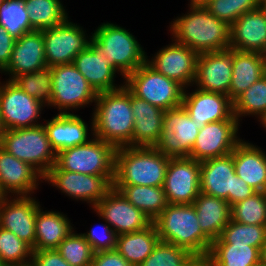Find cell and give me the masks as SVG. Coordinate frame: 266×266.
I'll return each instance as SVG.
<instances>
[{
  "label": "cell",
  "mask_w": 266,
  "mask_h": 266,
  "mask_svg": "<svg viewBox=\"0 0 266 266\" xmlns=\"http://www.w3.org/2000/svg\"><path fill=\"white\" fill-rule=\"evenodd\" d=\"M190 12L171 23L174 41L198 54L229 49L230 26L202 5H189Z\"/></svg>",
  "instance_id": "1"
},
{
  "label": "cell",
  "mask_w": 266,
  "mask_h": 266,
  "mask_svg": "<svg viewBox=\"0 0 266 266\" xmlns=\"http://www.w3.org/2000/svg\"><path fill=\"white\" fill-rule=\"evenodd\" d=\"M95 105L92 135L116 148L128 146L134 127L131 92L124 85L117 90L98 93Z\"/></svg>",
  "instance_id": "2"
},
{
  "label": "cell",
  "mask_w": 266,
  "mask_h": 266,
  "mask_svg": "<svg viewBox=\"0 0 266 266\" xmlns=\"http://www.w3.org/2000/svg\"><path fill=\"white\" fill-rule=\"evenodd\" d=\"M169 160L155 147H119L115 153L113 185L163 186Z\"/></svg>",
  "instance_id": "3"
},
{
  "label": "cell",
  "mask_w": 266,
  "mask_h": 266,
  "mask_svg": "<svg viewBox=\"0 0 266 266\" xmlns=\"http://www.w3.org/2000/svg\"><path fill=\"white\" fill-rule=\"evenodd\" d=\"M160 241L174 244L191 253L209 252L212 241L200 229L192 204H169L152 222Z\"/></svg>",
  "instance_id": "4"
},
{
  "label": "cell",
  "mask_w": 266,
  "mask_h": 266,
  "mask_svg": "<svg viewBox=\"0 0 266 266\" xmlns=\"http://www.w3.org/2000/svg\"><path fill=\"white\" fill-rule=\"evenodd\" d=\"M110 64L125 78L147 61L141 44L134 35L113 23L101 24L91 36Z\"/></svg>",
  "instance_id": "5"
},
{
  "label": "cell",
  "mask_w": 266,
  "mask_h": 266,
  "mask_svg": "<svg viewBox=\"0 0 266 266\" xmlns=\"http://www.w3.org/2000/svg\"><path fill=\"white\" fill-rule=\"evenodd\" d=\"M0 147L15 158L30 164L43 177L56 163V152L51 147L43 124L4 130Z\"/></svg>",
  "instance_id": "6"
},
{
  "label": "cell",
  "mask_w": 266,
  "mask_h": 266,
  "mask_svg": "<svg viewBox=\"0 0 266 266\" xmlns=\"http://www.w3.org/2000/svg\"><path fill=\"white\" fill-rule=\"evenodd\" d=\"M88 143L77 145L56 154L50 170H66L94 176H114L116 147L92 136Z\"/></svg>",
  "instance_id": "7"
},
{
  "label": "cell",
  "mask_w": 266,
  "mask_h": 266,
  "mask_svg": "<svg viewBox=\"0 0 266 266\" xmlns=\"http://www.w3.org/2000/svg\"><path fill=\"white\" fill-rule=\"evenodd\" d=\"M125 87L136 97L166 111L182 106L185 88L157 72L147 62L127 75Z\"/></svg>",
  "instance_id": "8"
},
{
  "label": "cell",
  "mask_w": 266,
  "mask_h": 266,
  "mask_svg": "<svg viewBox=\"0 0 266 266\" xmlns=\"http://www.w3.org/2000/svg\"><path fill=\"white\" fill-rule=\"evenodd\" d=\"M50 68L52 70L50 106L57 107L59 113H70L67 110H75L87 104L95 103L97 93L73 63Z\"/></svg>",
  "instance_id": "9"
},
{
  "label": "cell",
  "mask_w": 266,
  "mask_h": 266,
  "mask_svg": "<svg viewBox=\"0 0 266 266\" xmlns=\"http://www.w3.org/2000/svg\"><path fill=\"white\" fill-rule=\"evenodd\" d=\"M42 107L32 96L25 93L14 81L0 82V122L4 130L23 129L41 125Z\"/></svg>",
  "instance_id": "10"
},
{
  "label": "cell",
  "mask_w": 266,
  "mask_h": 266,
  "mask_svg": "<svg viewBox=\"0 0 266 266\" xmlns=\"http://www.w3.org/2000/svg\"><path fill=\"white\" fill-rule=\"evenodd\" d=\"M197 125L183 106L166 110L162 135L155 148L170 158L189 157L199 134Z\"/></svg>",
  "instance_id": "11"
},
{
  "label": "cell",
  "mask_w": 266,
  "mask_h": 266,
  "mask_svg": "<svg viewBox=\"0 0 266 266\" xmlns=\"http://www.w3.org/2000/svg\"><path fill=\"white\" fill-rule=\"evenodd\" d=\"M66 20L60 25L43 30L45 57L48 67L72 64L76 55L86 50L92 38L79 25Z\"/></svg>",
  "instance_id": "12"
},
{
  "label": "cell",
  "mask_w": 266,
  "mask_h": 266,
  "mask_svg": "<svg viewBox=\"0 0 266 266\" xmlns=\"http://www.w3.org/2000/svg\"><path fill=\"white\" fill-rule=\"evenodd\" d=\"M43 180L65 195L94 207L113 188L114 176H94L66 170H49Z\"/></svg>",
  "instance_id": "13"
},
{
  "label": "cell",
  "mask_w": 266,
  "mask_h": 266,
  "mask_svg": "<svg viewBox=\"0 0 266 266\" xmlns=\"http://www.w3.org/2000/svg\"><path fill=\"white\" fill-rule=\"evenodd\" d=\"M163 189L169 204H193L200 193V161L170 158Z\"/></svg>",
  "instance_id": "14"
},
{
  "label": "cell",
  "mask_w": 266,
  "mask_h": 266,
  "mask_svg": "<svg viewBox=\"0 0 266 266\" xmlns=\"http://www.w3.org/2000/svg\"><path fill=\"white\" fill-rule=\"evenodd\" d=\"M93 208L100 218L113 227L117 235L141 231L152 224L140 209L134 207L115 188H112Z\"/></svg>",
  "instance_id": "15"
},
{
  "label": "cell",
  "mask_w": 266,
  "mask_h": 266,
  "mask_svg": "<svg viewBox=\"0 0 266 266\" xmlns=\"http://www.w3.org/2000/svg\"><path fill=\"white\" fill-rule=\"evenodd\" d=\"M239 124L238 120H222L204 125L189 157L201 162L230 154L242 140L237 136Z\"/></svg>",
  "instance_id": "16"
},
{
  "label": "cell",
  "mask_w": 266,
  "mask_h": 266,
  "mask_svg": "<svg viewBox=\"0 0 266 266\" xmlns=\"http://www.w3.org/2000/svg\"><path fill=\"white\" fill-rule=\"evenodd\" d=\"M198 55L193 49L174 41L146 62L157 72L187 89L195 81Z\"/></svg>",
  "instance_id": "17"
},
{
  "label": "cell",
  "mask_w": 266,
  "mask_h": 266,
  "mask_svg": "<svg viewBox=\"0 0 266 266\" xmlns=\"http://www.w3.org/2000/svg\"><path fill=\"white\" fill-rule=\"evenodd\" d=\"M39 202L29 196L0 200V227L13 232L31 247L35 245V220Z\"/></svg>",
  "instance_id": "18"
},
{
  "label": "cell",
  "mask_w": 266,
  "mask_h": 266,
  "mask_svg": "<svg viewBox=\"0 0 266 266\" xmlns=\"http://www.w3.org/2000/svg\"><path fill=\"white\" fill-rule=\"evenodd\" d=\"M233 49L198 55L194 85L208 92L229 96L232 81Z\"/></svg>",
  "instance_id": "19"
},
{
  "label": "cell",
  "mask_w": 266,
  "mask_h": 266,
  "mask_svg": "<svg viewBox=\"0 0 266 266\" xmlns=\"http://www.w3.org/2000/svg\"><path fill=\"white\" fill-rule=\"evenodd\" d=\"M182 106L201 129L211 122L238 120L233 114V101L229 96L196 89L194 92L184 90Z\"/></svg>",
  "instance_id": "20"
},
{
  "label": "cell",
  "mask_w": 266,
  "mask_h": 266,
  "mask_svg": "<svg viewBox=\"0 0 266 266\" xmlns=\"http://www.w3.org/2000/svg\"><path fill=\"white\" fill-rule=\"evenodd\" d=\"M235 169L232 152L200 162V192L234 205Z\"/></svg>",
  "instance_id": "21"
},
{
  "label": "cell",
  "mask_w": 266,
  "mask_h": 266,
  "mask_svg": "<svg viewBox=\"0 0 266 266\" xmlns=\"http://www.w3.org/2000/svg\"><path fill=\"white\" fill-rule=\"evenodd\" d=\"M43 30L24 33L16 39L9 64L3 73L11 74L8 80L47 68Z\"/></svg>",
  "instance_id": "22"
},
{
  "label": "cell",
  "mask_w": 266,
  "mask_h": 266,
  "mask_svg": "<svg viewBox=\"0 0 266 266\" xmlns=\"http://www.w3.org/2000/svg\"><path fill=\"white\" fill-rule=\"evenodd\" d=\"M73 65L97 94L117 90L124 86V83L119 86L114 83L115 73H118V70L110 64L104 52L92 41L86 50L76 55Z\"/></svg>",
  "instance_id": "23"
},
{
  "label": "cell",
  "mask_w": 266,
  "mask_h": 266,
  "mask_svg": "<svg viewBox=\"0 0 266 266\" xmlns=\"http://www.w3.org/2000/svg\"><path fill=\"white\" fill-rule=\"evenodd\" d=\"M38 179L41 181L43 176L35 168L0 147V186L7 196H31Z\"/></svg>",
  "instance_id": "24"
},
{
  "label": "cell",
  "mask_w": 266,
  "mask_h": 266,
  "mask_svg": "<svg viewBox=\"0 0 266 266\" xmlns=\"http://www.w3.org/2000/svg\"><path fill=\"white\" fill-rule=\"evenodd\" d=\"M229 47L266 55V17L260 8L243 14L230 26Z\"/></svg>",
  "instance_id": "25"
},
{
  "label": "cell",
  "mask_w": 266,
  "mask_h": 266,
  "mask_svg": "<svg viewBox=\"0 0 266 266\" xmlns=\"http://www.w3.org/2000/svg\"><path fill=\"white\" fill-rule=\"evenodd\" d=\"M131 109L134 116V127L132 142L128 146L155 147L162 135L165 111L132 93Z\"/></svg>",
  "instance_id": "26"
},
{
  "label": "cell",
  "mask_w": 266,
  "mask_h": 266,
  "mask_svg": "<svg viewBox=\"0 0 266 266\" xmlns=\"http://www.w3.org/2000/svg\"><path fill=\"white\" fill-rule=\"evenodd\" d=\"M234 169L256 192L266 193V154L260 147L241 140L232 151Z\"/></svg>",
  "instance_id": "27"
},
{
  "label": "cell",
  "mask_w": 266,
  "mask_h": 266,
  "mask_svg": "<svg viewBox=\"0 0 266 266\" xmlns=\"http://www.w3.org/2000/svg\"><path fill=\"white\" fill-rule=\"evenodd\" d=\"M52 149L56 152L88 143V125L79 115L59 113L43 124ZM89 138V139H88Z\"/></svg>",
  "instance_id": "28"
},
{
  "label": "cell",
  "mask_w": 266,
  "mask_h": 266,
  "mask_svg": "<svg viewBox=\"0 0 266 266\" xmlns=\"http://www.w3.org/2000/svg\"><path fill=\"white\" fill-rule=\"evenodd\" d=\"M265 74L266 55L233 49L232 81L229 88V98L234 101Z\"/></svg>",
  "instance_id": "29"
},
{
  "label": "cell",
  "mask_w": 266,
  "mask_h": 266,
  "mask_svg": "<svg viewBox=\"0 0 266 266\" xmlns=\"http://www.w3.org/2000/svg\"><path fill=\"white\" fill-rule=\"evenodd\" d=\"M199 218L200 229L211 240L219 238L231 219V206L222 198L200 192L192 204Z\"/></svg>",
  "instance_id": "30"
},
{
  "label": "cell",
  "mask_w": 266,
  "mask_h": 266,
  "mask_svg": "<svg viewBox=\"0 0 266 266\" xmlns=\"http://www.w3.org/2000/svg\"><path fill=\"white\" fill-rule=\"evenodd\" d=\"M68 217L56 211L37 209L35 220V245L33 251L53 250L74 230Z\"/></svg>",
  "instance_id": "31"
},
{
  "label": "cell",
  "mask_w": 266,
  "mask_h": 266,
  "mask_svg": "<svg viewBox=\"0 0 266 266\" xmlns=\"http://www.w3.org/2000/svg\"><path fill=\"white\" fill-rule=\"evenodd\" d=\"M160 237L152 223L144 230L117 235L116 250L132 266H139L154 250Z\"/></svg>",
  "instance_id": "32"
},
{
  "label": "cell",
  "mask_w": 266,
  "mask_h": 266,
  "mask_svg": "<svg viewBox=\"0 0 266 266\" xmlns=\"http://www.w3.org/2000/svg\"><path fill=\"white\" fill-rule=\"evenodd\" d=\"M113 188L152 222L169 205L163 186L113 185Z\"/></svg>",
  "instance_id": "33"
},
{
  "label": "cell",
  "mask_w": 266,
  "mask_h": 266,
  "mask_svg": "<svg viewBox=\"0 0 266 266\" xmlns=\"http://www.w3.org/2000/svg\"><path fill=\"white\" fill-rule=\"evenodd\" d=\"M212 266H256L260 250L246 244H212L209 250Z\"/></svg>",
  "instance_id": "34"
},
{
  "label": "cell",
  "mask_w": 266,
  "mask_h": 266,
  "mask_svg": "<svg viewBox=\"0 0 266 266\" xmlns=\"http://www.w3.org/2000/svg\"><path fill=\"white\" fill-rule=\"evenodd\" d=\"M29 13L30 25L34 30L52 28L69 17L60 0H24Z\"/></svg>",
  "instance_id": "35"
},
{
  "label": "cell",
  "mask_w": 266,
  "mask_h": 266,
  "mask_svg": "<svg viewBox=\"0 0 266 266\" xmlns=\"http://www.w3.org/2000/svg\"><path fill=\"white\" fill-rule=\"evenodd\" d=\"M266 240V226L248 225L230 219L218 239L212 244H246L261 250Z\"/></svg>",
  "instance_id": "36"
},
{
  "label": "cell",
  "mask_w": 266,
  "mask_h": 266,
  "mask_svg": "<svg viewBox=\"0 0 266 266\" xmlns=\"http://www.w3.org/2000/svg\"><path fill=\"white\" fill-rule=\"evenodd\" d=\"M266 113V74L241 93L233 101V114L240 117L254 115L260 118Z\"/></svg>",
  "instance_id": "37"
},
{
  "label": "cell",
  "mask_w": 266,
  "mask_h": 266,
  "mask_svg": "<svg viewBox=\"0 0 266 266\" xmlns=\"http://www.w3.org/2000/svg\"><path fill=\"white\" fill-rule=\"evenodd\" d=\"M32 247L13 232L0 227V265L21 266L31 263ZM29 258V259H28Z\"/></svg>",
  "instance_id": "38"
},
{
  "label": "cell",
  "mask_w": 266,
  "mask_h": 266,
  "mask_svg": "<svg viewBox=\"0 0 266 266\" xmlns=\"http://www.w3.org/2000/svg\"><path fill=\"white\" fill-rule=\"evenodd\" d=\"M0 25L16 39L34 30L30 25L24 0H4L1 3Z\"/></svg>",
  "instance_id": "39"
},
{
  "label": "cell",
  "mask_w": 266,
  "mask_h": 266,
  "mask_svg": "<svg viewBox=\"0 0 266 266\" xmlns=\"http://www.w3.org/2000/svg\"><path fill=\"white\" fill-rule=\"evenodd\" d=\"M13 81L25 93L35 98L42 105L50 106L52 99V70L50 67L22 74Z\"/></svg>",
  "instance_id": "40"
},
{
  "label": "cell",
  "mask_w": 266,
  "mask_h": 266,
  "mask_svg": "<svg viewBox=\"0 0 266 266\" xmlns=\"http://www.w3.org/2000/svg\"><path fill=\"white\" fill-rule=\"evenodd\" d=\"M231 219L248 225L266 226V193L256 192L231 207Z\"/></svg>",
  "instance_id": "41"
},
{
  "label": "cell",
  "mask_w": 266,
  "mask_h": 266,
  "mask_svg": "<svg viewBox=\"0 0 266 266\" xmlns=\"http://www.w3.org/2000/svg\"><path fill=\"white\" fill-rule=\"evenodd\" d=\"M70 266H91L95 252L81 234L70 233L56 248Z\"/></svg>",
  "instance_id": "42"
},
{
  "label": "cell",
  "mask_w": 266,
  "mask_h": 266,
  "mask_svg": "<svg viewBox=\"0 0 266 266\" xmlns=\"http://www.w3.org/2000/svg\"><path fill=\"white\" fill-rule=\"evenodd\" d=\"M191 254L185 248L159 241L152 253L139 266H183Z\"/></svg>",
  "instance_id": "43"
},
{
  "label": "cell",
  "mask_w": 266,
  "mask_h": 266,
  "mask_svg": "<svg viewBox=\"0 0 266 266\" xmlns=\"http://www.w3.org/2000/svg\"><path fill=\"white\" fill-rule=\"evenodd\" d=\"M87 242L92 246L93 251H107L116 248L117 234L109 224H102L96 228H91L89 232L82 234Z\"/></svg>",
  "instance_id": "44"
},
{
  "label": "cell",
  "mask_w": 266,
  "mask_h": 266,
  "mask_svg": "<svg viewBox=\"0 0 266 266\" xmlns=\"http://www.w3.org/2000/svg\"><path fill=\"white\" fill-rule=\"evenodd\" d=\"M32 266H70V264L56 250L33 251Z\"/></svg>",
  "instance_id": "45"
},
{
  "label": "cell",
  "mask_w": 266,
  "mask_h": 266,
  "mask_svg": "<svg viewBox=\"0 0 266 266\" xmlns=\"http://www.w3.org/2000/svg\"><path fill=\"white\" fill-rule=\"evenodd\" d=\"M205 7L216 18L231 26L238 18L232 12L231 0H211Z\"/></svg>",
  "instance_id": "46"
},
{
  "label": "cell",
  "mask_w": 266,
  "mask_h": 266,
  "mask_svg": "<svg viewBox=\"0 0 266 266\" xmlns=\"http://www.w3.org/2000/svg\"><path fill=\"white\" fill-rule=\"evenodd\" d=\"M91 266H132L116 250L99 251L94 254Z\"/></svg>",
  "instance_id": "47"
},
{
  "label": "cell",
  "mask_w": 266,
  "mask_h": 266,
  "mask_svg": "<svg viewBox=\"0 0 266 266\" xmlns=\"http://www.w3.org/2000/svg\"><path fill=\"white\" fill-rule=\"evenodd\" d=\"M16 38L0 25V71L3 72L10 62Z\"/></svg>",
  "instance_id": "48"
},
{
  "label": "cell",
  "mask_w": 266,
  "mask_h": 266,
  "mask_svg": "<svg viewBox=\"0 0 266 266\" xmlns=\"http://www.w3.org/2000/svg\"><path fill=\"white\" fill-rule=\"evenodd\" d=\"M255 193L256 191L253 188L235 174L234 204L243 201Z\"/></svg>",
  "instance_id": "49"
},
{
  "label": "cell",
  "mask_w": 266,
  "mask_h": 266,
  "mask_svg": "<svg viewBox=\"0 0 266 266\" xmlns=\"http://www.w3.org/2000/svg\"><path fill=\"white\" fill-rule=\"evenodd\" d=\"M232 12L239 18L243 14L259 8L260 0H231Z\"/></svg>",
  "instance_id": "50"
},
{
  "label": "cell",
  "mask_w": 266,
  "mask_h": 266,
  "mask_svg": "<svg viewBox=\"0 0 266 266\" xmlns=\"http://www.w3.org/2000/svg\"><path fill=\"white\" fill-rule=\"evenodd\" d=\"M183 266H212V258L209 252L191 253L183 262Z\"/></svg>",
  "instance_id": "51"
},
{
  "label": "cell",
  "mask_w": 266,
  "mask_h": 266,
  "mask_svg": "<svg viewBox=\"0 0 266 266\" xmlns=\"http://www.w3.org/2000/svg\"><path fill=\"white\" fill-rule=\"evenodd\" d=\"M260 263H262L263 265H266V240L260 250Z\"/></svg>",
  "instance_id": "52"
},
{
  "label": "cell",
  "mask_w": 266,
  "mask_h": 266,
  "mask_svg": "<svg viewBox=\"0 0 266 266\" xmlns=\"http://www.w3.org/2000/svg\"><path fill=\"white\" fill-rule=\"evenodd\" d=\"M210 1L211 0H190V3L205 6Z\"/></svg>",
  "instance_id": "53"
},
{
  "label": "cell",
  "mask_w": 266,
  "mask_h": 266,
  "mask_svg": "<svg viewBox=\"0 0 266 266\" xmlns=\"http://www.w3.org/2000/svg\"><path fill=\"white\" fill-rule=\"evenodd\" d=\"M259 8L263 11L266 17V0H260Z\"/></svg>",
  "instance_id": "54"
},
{
  "label": "cell",
  "mask_w": 266,
  "mask_h": 266,
  "mask_svg": "<svg viewBox=\"0 0 266 266\" xmlns=\"http://www.w3.org/2000/svg\"><path fill=\"white\" fill-rule=\"evenodd\" d=\"M259 122H261V124L263 125V127L266 128V113H264V114L259 118Z\"/></svg>",
  "instance_id": "55"
},
{
  "label": "cell",
  "mask_w": 266,
  "mask_h": 266,
  "mask_svg": "<svg viewBox=\"0 0 266 266\" xmlns=\"http://www.w3.org/2000/svg\"><path fill=\"white\" fill-rule=\"evenodd\" d=\"M5 197H7V195L3 192V190L0 186V200L4 199Z\"/></svg>",
  "instance_id": "56"
},
{
  "label": "cell",
  "mask_w": 266,
  "mask_h": 266,
  "mask_svg": "<svg viewBox=\"0 0 266 266\" xmlns=\"http://www.w3.org/2000/svg\"><path fill=\"white\" fill-rule=\"evenodd\" d=\"M3 131H4V129H3L2 124L0 122V141H1V137L3 135Z\"/></svg>",
  "instance_id": "57"
},
{
  "label": "cell",
  "mask_w": 266,
  "mask_h": 266,
  "mask_svg": "<svg viewBox=\"0 0 266 266\" xmlns=\"http://www.w3.org/2000/svg\"><path fill=\"white\" fill-rule=\"evenodd\" d=\"M256 266H266V265H263L262 263H259Z\"/></svg>",
  "instance_id": "58"
},
{
  "label": "cell",
  "mask_w": 266,
  "mask_h": 266,
  "mask_svg": "<svg viewBox=\"0 0 266 266\" xmlns=\"http://www.w3.org/2000/svg\"><path fill=\"white\" fill-rule=\"evenodd\" d=\"M21 266H32L31 263L30 264H27V265H21Z\"/></svg>",
  "instance_id": "59"
}]
</instances>
